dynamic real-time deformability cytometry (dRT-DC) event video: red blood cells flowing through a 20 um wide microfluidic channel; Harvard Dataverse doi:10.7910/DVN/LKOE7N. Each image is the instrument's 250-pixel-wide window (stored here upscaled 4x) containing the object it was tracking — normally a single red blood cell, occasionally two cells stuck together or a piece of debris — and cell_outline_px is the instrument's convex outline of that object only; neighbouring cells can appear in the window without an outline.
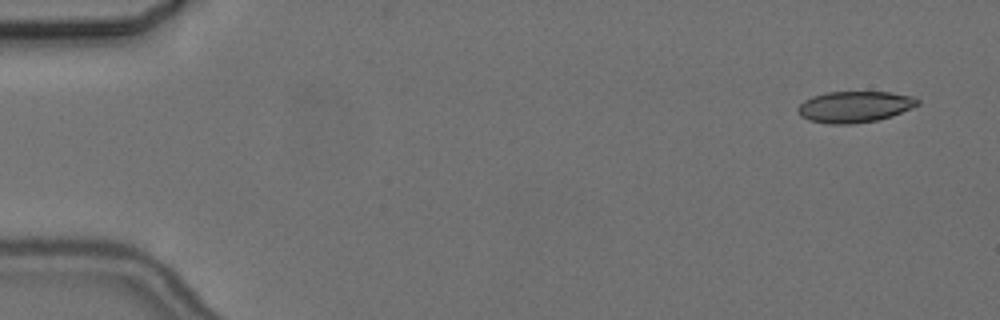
{"species": "common noctule bat (a hibernating species)", "species_latin": "Nyctalus noctula", "temperature_condition": "cold", "stored_images_in_passage": 4, "camera_frame_rate_fps": 3000, "um_per_image_px": 0.085, "animal": {"sex": "female", "body_mass_g": 24.6, "forearm_length_mm": 56.2}, "frame": {"image": 1, "passage_image": 1, "time_ms": 0.0, "image_size_px": [1000, 320], "cell_outline_px": [[920, 104], [912, 108], [892, 116], [876, 120], [852, 124], [828, 124], [808, 120], [800, 116], [796, 108], [804, 100], [812, 96], [828, 92], [892, 92], [916, 96], [920, 100]], "centroid_in_image_um": [72.66, 9.07], "position_along_channel_um": 12.3, "area_um2": 22.08}}
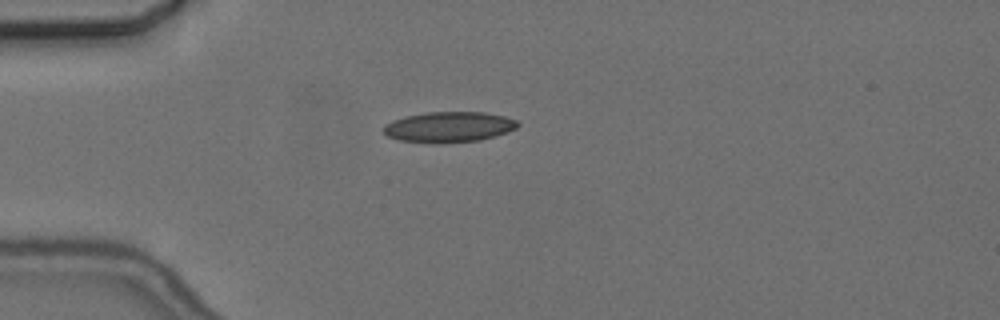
{"frame": {"image": 2, "passage_image": 4, "time_ms": 4.0, "image_size_px": [1000, 320], "cell_outline_px": [[520, 124], [516, 128], [508, 132], [480, 140], [400, 140], [388, 136], [384, 132], [384, 124], [392, 120], [404, 116], [424, 112], [484, 112], [504, 116], [516, 120]], "centroid_in_image_um": [38.19, 10.73], "position_along_channel_um": 46.8, "area_um2": 22.89}}